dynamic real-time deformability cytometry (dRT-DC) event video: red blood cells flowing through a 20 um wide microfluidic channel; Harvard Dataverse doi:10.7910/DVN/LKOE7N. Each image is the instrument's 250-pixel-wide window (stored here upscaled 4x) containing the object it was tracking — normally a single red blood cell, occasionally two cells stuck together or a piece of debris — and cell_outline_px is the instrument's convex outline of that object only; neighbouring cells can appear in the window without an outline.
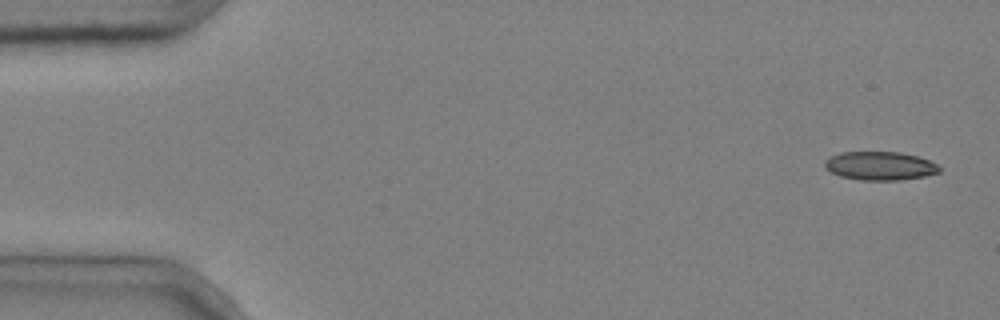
{"species": "common noctule bat (a hibernating species)", "species_latin": "Nyctalus noctula", "temperature_condition": "cold", "stored_images_in_passage": 4, "camera_frame_rate_fps": 3000, "um_per_image_px": 0.085, "animal": {"sex": "male", "body_mass_g": 20.4}, "frame": {"image": 1, "passage_image": 1, "time_ms": 0.0, "image_size_px": [1000, 320], "cell_outline_px": [[940, 172], [924, 176], [900, 180], [860, 180], [840, 176], [824, 168], [824, 160], [840, 152], [900, 152], [916, 156], [928, 160], [936, 164], [940, 168]], "centroid_in_image_um": [74.77, 14.1], "position_along_channel_um": 10.2, "area_um2": 19.02}}
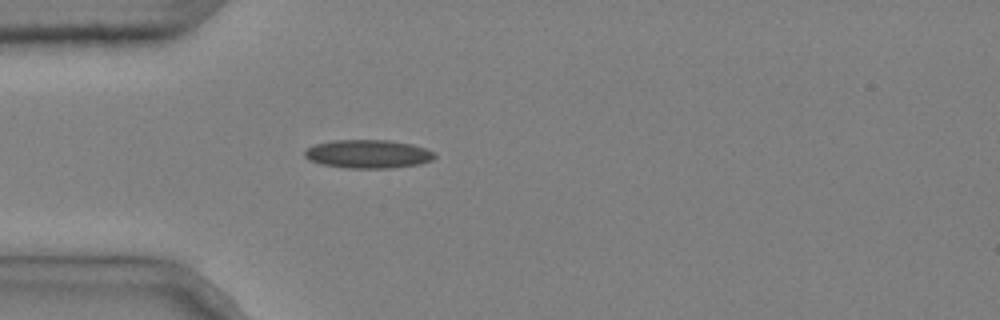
{"frame": {"image": 2, "passage_image": 4, "time_ms": 1.0, "image_size_px": [1000, 320], "cell_outline_px": [[436, 156], [432, 160], [420, 164], [392, 168], [344, 168], [320, 164], [308, 160], [304, 156], [304, 152], [308, 148], [316, 144], [332, 140], [388, 140], [412, 144], [424, 148], [432, 152]], "centroid_in_image_um": [31.26, 13.1], "position_along_channel_um": 53.7, "area_um2": 21.62}}